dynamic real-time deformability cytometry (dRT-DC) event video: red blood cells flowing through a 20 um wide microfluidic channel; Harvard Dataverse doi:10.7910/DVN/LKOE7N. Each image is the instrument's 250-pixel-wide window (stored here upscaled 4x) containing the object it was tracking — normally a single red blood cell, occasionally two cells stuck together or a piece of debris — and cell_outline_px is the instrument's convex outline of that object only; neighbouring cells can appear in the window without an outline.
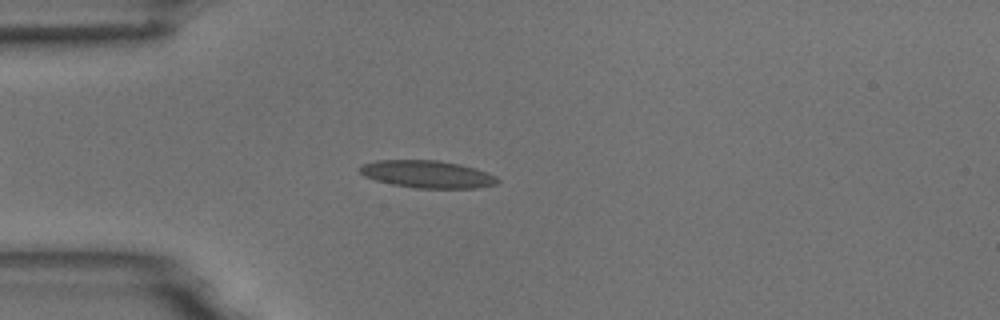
{"species": "common noctule bat (a hibernating species)", "species_latin": "Nyctalus noctula", "temperature_condition": "room temperature", "stored_images_in_passage": 5, "camera_frame_rate_fps": 3000, "um_per_image_px": 0.085, "animal": {"sex": "male", "body_mass_g": 18.8}, "frame": {"image": 1, "passage_image": 4, "time_ms": 1.0, "image_size_px": [1000, 320], "cell_outline_px": [[500, 180], [496, 184], [476, 188], [416, 188], [392, 184], [376, 180], [364, 176], [356, 168], [364, 164], [376, 160], [436, 160], [460, 164], [476, 168], [496, 176]], "centroid_in_image_um": [36.32, 14.8], "position_along_channel_um": 48.7, "area_um2": 22.02}}